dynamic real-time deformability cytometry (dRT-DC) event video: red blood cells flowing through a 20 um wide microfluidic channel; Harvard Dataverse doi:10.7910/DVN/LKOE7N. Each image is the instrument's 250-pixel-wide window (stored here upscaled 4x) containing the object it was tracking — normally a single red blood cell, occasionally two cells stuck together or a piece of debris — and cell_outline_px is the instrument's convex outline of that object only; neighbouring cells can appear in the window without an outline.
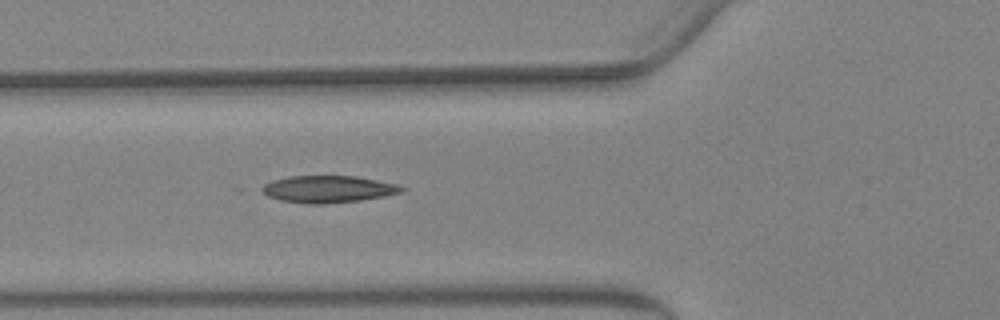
{"species": "Egyptian fruit bat (a non-hibernating species)", "species_latin": "Rousettus aegyptiacus", "temperature_condition": "warm", "stored_images_in_passage": 56, "camera_frame_rate_fps": 3000, "um_per_image_px": 0.085, "animal": {"sex": "female"}, "frame": {"image": 1, "passage_image": 21, "time_ms": 6.667, "image_size_px": [1000, 320], "cell_outline_px": [[404, 188], [400, 192], [384, 196], [360, 200], [324, 204], [308, 204], [280, 200], [268, 196], [256, 188], [272, 180], [288, 176], [356, 176], [396, 184]], "centroid_in_image_um": [27.8, 16.07], "position_along_channel_um": 98.0, "area_um2": 21.96}}
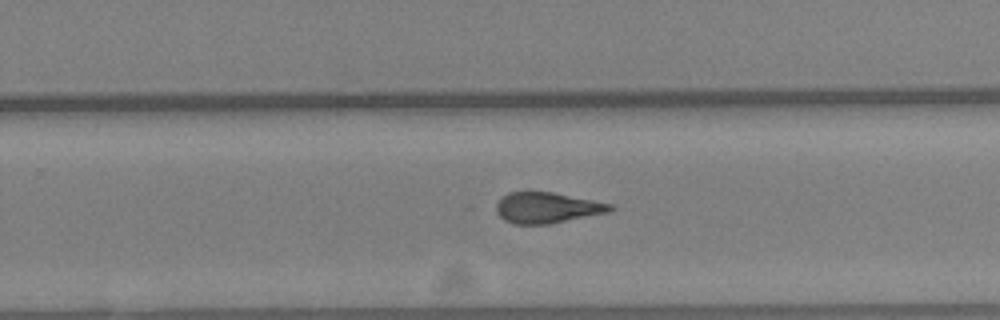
{"frame": {"image": 2, "passage_image": 36, "time_ms": 11.667, "image_size_px": [1000, 320], "cell_outline_px": [[616, 208], [608, 212], [548, 224], [512, 224], [504, 220], [496, 212], [496, 204], [508, 192], [552, 192], [612, 204]], "centroid_in_image_um": [46.48, 17.66], "position_along_channel_um": 283.3, "area_um2": 20.23}}
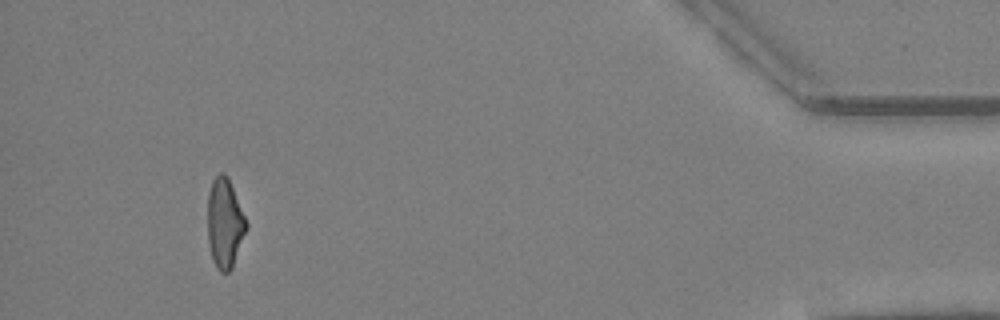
{"frame": {"image": 3, "passage_image": 52, "time_ms": 17.0, "image_size_px": [1000, 320], "cell_outline_px": [[248, 228], [232, 268], [228, 272], [220, 272], [216, 268], [212, 260], [208, 244], [208, 192], [212, 180], [220, 172], [224, 172], [228, 176], [248, 224]], "centroid_in_image_um": [19.1, 18.98], "position_along_channel_um": 416.1, "area_um2": 20.46}, "authors_computed_cell_mechanics": {"area_um2": 20.9814, "velocity_mm_per_s": 3.7162, "shape_relaxation_time_tau1_ms": 7.9977, "shape_relaxation_time_tau2_ms": 2.9035, "deformation_change_tau1": 0.2225, "deformation_change_tau2": 0.1315}}